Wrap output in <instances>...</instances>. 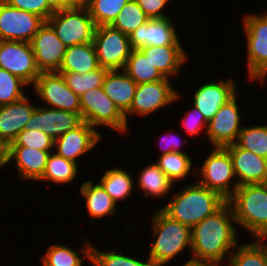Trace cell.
Listing matches in <instances>:
<instances>
[{
  "label": "cell",
  "mask_w": 267,
  "mask_h": 266,
  "mask_svg": "<svg viewBox=\"0 0 267 266\" xmlns=\"http://www.w3.org/2000/svg\"><path fill=\"white\" fill-rule=\"evenodd\" d=\"M43 266H50L43 260Z\"/></svg>",
  "instance_id": "obj_49"
},
{
  "label": "cell",
  "mask_w": 267,
  "mask_h": 266,
  "mask_svg": "<svg viewBox=\"0 0 267 266\" xmlns=\"http://www.w3.org/2000/svg\"><path fill=\"white\" fill-rule=\"evenodd\" d=\"M179 97L166 77L160 81L137 84L131 107L125 114L126 122L127 114L145 116L175 102Z\"/></svg>",
  "instance_id": "obj_13"
},
{
  "label": "cell",
  "mask_w": 267,
  "mask_h": 266,
  "mask_svg": "<svg viewBox=\"0 0 267 266\" xmlns=\"http://www.w3.org/2000/svg\"><path fill=\"white\" fill-rule=\"evenodd\" d=\"M0 68L32 85L40 75L29 42L0 40Z\"/></svg>",
  "instance_id": "obj_9"
},
{
  "label": "cell",
  "mask_w": 267,
  "mask_h": 266,
  "mask_svg": "<svg viewBox=\"0 0 267 266\" xmlns=\"http://www.w3.org/2000/svg\"><path fill=\"white\" fill-rule=\"evenodd\" d=\"M168 17L151 18L140 25L129 35L133 50H140L146 46L181 45L176 29Z\"/></svg>",
  "instance_id": "obj_18"
},
{
  "label": "cell",
  "mask_w": 267,
  "mask_h": 266,
  "mask_svg": "<svg viewBox=\"0 0 267 266\" xmlns=\"http://www.w3.org/2000/svg\"><path fill=\"white\" fill-rule=\"evenodd\" d=\"M235 223L245 227L254 238H267V183L238 186L227 200Z\"/></svg>",
  "instance_id": "obj_3"
},
{
  "label": "cell",
  "mask_w": 267,
  "mask_h": 266,
  "mask_svg": "<svg viewBox=\"0 0 267 266\" xmlns=\"http://www.w3.org/2000/svg\"><path fill=\"white\" fill-rule=\"evenodd\" d=\"M87 246H84L83 252L85 257L89 258L91 263L95 266H154L152 261L148 258L146 262L127 257L119 252L115 254L113 252H99L93 248L90 242H86Z\"/></svg>",
  "instance_id": "obj_30"
},
{
  "label": "cell",
  "mask_w": 267,
  "mask_h": 266,
  "mask_svg": "<svg viewBox=\"0 0 267 266\" xmlns=\"http://www.w3.org/2000/svg\"><path fill=\"white\" fill-rule=\"evenodd\" d=\"M36 94L51 108L81 114L80 96L74 93L59 72H43L33 84Z\"/></svg>",
  "instance_id": "obj_12"
},
{
  "label": "cell",
  "mask_w": 267,
  "mask_h": 266,
  "mask_svg": "<svg viewBox=\"0 0 267 266\" xmlns=\"http://www.w3.org/2000/svg\"><path fill=\"white\" fill-rule=\"evenodd\" d=\"M202 164L199 184L228 200L234 193L229 184L236 177L229 151L216 147Z\"/></svg>",
  "instance_id": "obj_11"
},
{
  "label": "cell",
  "mask_w": 267,
  "mask_h": 266,
  "mask_svg": "<svg viewBox=\"0 0 267 266\" xmlns=\"http://www.w3.org/2000/svg\"><path fill=\"white\" fill-rule=\"evenodd\" d=\"M108 70L101 66L87 73L59 72L63 75L67 86L77 95H82L92 88H100Z\"/></svg>",
  "instance_id": "obj_34"
},
{
  "label": "cell",
  "mask_w": 267,
  "mask_h": 266,
  "mask_svg": "<svg viewBox=\"0 0 267 266\" xmlns=\"http://www.w3.org/2000/svg\"><path fill=\"white\" fill-rule=\"evenodd\" d=\"M182 48L181 45L146 46L140 51L164 77L169 78L170 75L177 74L187 60Z\"/></svg>",
  "instance_id": "obj_24"
},
{
  "label": "cell",
  "mask_w": 267,
  "mask_h": 266,
  "mask_svg": "<svg viewBox=\"0 0 267 266\" xmlns=\"http://www.w3.org/2000/svg\"><path fill=\"white\" fill-rule=\"evenodd\" d=\"M123 71L136 84L160 81L165 78L140 50L132 49Z\"/></svg>",
  "instance_id": "obj_27"
},
{
  "label": "cell",
  "mask_w": 267,
  "mask_h": 266,
  "mask_svg": "<svg viewBox=\"0 0 267 266\" xmlns=\"http://www.w3.org/2000/svg\"><path fill=\"white\" fill-rule=\"evenodd\" d=\"M54 10L66 9V0H47Z\"/></svg>",
  "instance_id": "obj_47"
},
{
  "label": "cell",
  "mask_w": 267,
  "mask_h": 266,
  "mask_svg": "<svg viewBox=\"0 0 267 266\" xmlns=\"http://www.w3.org/2000/svg\"><path fill=\"white\" fill-rule=\"evenodd\" d=\"M156 164L172 182L184 179L192 169V162L186 153L161 154Z\"/></svg>",
  "instance_id": "obj_36"
},
{
  "label": "cell",
  "mask_w": 267,
  "mask_h": 266,
  "mask_svg": "<svg viewBox=\"0 0 267 266\" xmlns=\"http://www.w3.org/2000/svg\"><path fill=\"white\" fill-rule=\"evenodd\" d=\"M235 144L267 159V125L243 127Z\"/></svg>",
  "instance_id": "obj_35"
},
{
  "label": "cell",
  "mask_w": 267,
  "mask_h": 266,
  "mask_svg": "<svg viewBox=\"0 0 267 266\" xmlns=\"http://www.w3.org/2000/svg\"><path fill=\"white\" fill-rule=\"evenodd\" d=\"M152 232L156 240L152 243L148 258L154 266H163L184 248H191V228L173 220L161 209L152 217Z\"/></svg>",
  "instance_id": "obj_4"
},
{
  "label": "cell",
  "mask_w": 267,
  "mask_h": 266,
  "mask_svg": "<svg viewBox=\"0 0 267 266\" xmlns=\"http://www.w3.org/2000/svg\"><path fill=\"white\" fill-rule=\"evenodd\" d=\"M234 81H219V83H207L200 86L193 97V106L203 114L209 122L222 105L226 104L236 95Z\"/></svg>",
  "instance_id": "obj_20"
},
{
  "label": "cell",
  "mask_w": 267,
  "mask_h": 266,
  "mask_svg": "<svg viewBox=\"0 0 267 266\" xmlns=\"http://www.w3.org/2000/svg\"><path fill=\"white\" fill-rule=\"evenodd\" d=\"M9 162V144L0 138V169Z\"/></svg>",
  "instance_id": "obj_45"
},
{
  "label": "cell",
  "mask_w": 267,
  "mask_h": 266,
  "mask_svg": "<svg viewBox=\"0 0 267 266\" xmlns=\"http://www.w3.org/2000/svg\"><path fill=\"white\" fill-rule=\"evenodd\" d=\"M46 22L67 47L93 42L96 26L87 7L55 10Z\"/></svg>",
  "instance_id": "obj_5"
},
{
  "label": "cell",
  "mask_w": 267,
  "mask_h": 266,
  "mask_svg": "<svg viewBox=\"0 0 267 266\" xmlns=\"http://www.w3.org/2000/svg\"><path fill=\"white\" fill-rule=\"evenodd\" d=\"M235 217L226 202L214 214L206 217L191 229V250L194 263L220 265L224 256L237 245Z\"/></svg>",
  "instance_id": "obj_1"
},
{
  "label": "cell",
  "mask_w": 267,
  "mask_h": 266,
  "mask_svg": "<svg viewBox=\"0 0 267 266\" xmlns=\"http://www.w3.org/2000/svg\"><path fill=\"white\" fill-rule=\"evenodd\" d=\"M184 266H219V265L205 264V263H194V262H191L190 260H188L187 263L184 264Z\"/></svg>",
  "instance_id": "obj_48"
},
{
  "label": "cell",
  "mask_w": 267,
  "mask_h": 266,
  "mask_svg": "<svg viewBox=\"0 0 267 266\" xmlns=\"http://www.w3.org/2000/svg\"><path fill=\"white\" fill-rule=\"evenodd\" d=\"M92 183L87 181L82 184L80 189V193L86 199L88 214L96 220L106 215H114L116 203L100 183L95 185Z\"/></svg>",
  "instance_id": "obj_26"
},
{
  "label": "cell",
  "mask_w": 267,
  "mask_h": 266,
  "mask_svg": "<svg viewBox=\"0 0 267 266\" xmlns=\"http://www.w3.org/2000/svg\"><path fill=\"white\" fill-rule=\"evenodd\" d=\"M83 120L91 127L107 126L120 132L127 130L125 115L105 94L103 87L92 88L80 95Z\"/></svg>",
  "instance_id": "obj_6"
},
{
  "label": "cell",
  "mask_w": 267,
  "mask_h": 266,
  "mask_svg": "<svg viewBox=\"0 0 267 266\" xmlns=\"http://www.w3.org/2000/svg\"><path fill=\"white\" fill-rule=\"evenodd\" d=\"M243 23L247 35L249 77L262 82L267 76V14L246 15Z\"/></svg>",
  "instance_id": "obj_8"
},
{
  "label": "cell",
  "mask_w": 267,
  "mask_h": 266,
  "mask_svg": "<svg viewBox=\"0 0 267 266\" xmlns=\"http://www.w3.org/2000/svg\"><path fill=\"white\" fill-rule=\"evenodd\" d=\"M100 139L101 135L96 128L84 121L79 127L64 133L54 141V147H57L55 153L77 163L76 157L90 151Z\"/></svg>",
  "instance_id": "obj_19"
},
{
  "label": "cell",
  "mask_w": 267,
  "mask_h": 266,
  "mask_svg": "<svg viewBox=\"0 0 267 266\" xmlns=\"http://www.w3.org/2000/svg\"><path fill=\"white\" fill-rule=\"evenodd\" d=\"M36 106L29 104L26 96L10 104L0 105V138L8 144L24 130Z\"/></svg>",
  "instance_id": "obj_21"
},
{
  "label": "cell",
  "mask_w": 267,
  "mask_h": 266,
  "mask_svg": "<svg viewBox=\"0 0 267 266\" xmlns=\"http://www.w3.org/2000/svg\"><path fill=\"white\" fill-rule=\"evenodd\" d=\"M30 43L40 73L58 72L67 46L62 43L47 22L33 36Z\"/></svg>",
  "instance_id": "obj_14"
},
{
  "label": "cell",
  "mask_w": 267,
  "mask_h": 266,
  "mask_svg": "<svg viewBox=\"0 0 267 266\" xmlns=\"http://www.w3.org/2000/svg\"><path fill=\"white\" fill-rule=\"evenodd\" d=\"M93 44L99 66L108 71L122 70L132 51L129 36L109 26H97L94 31Z\"/></svg>",
  "instance_id": "obj_7"
},
{
  "label": "cell",
  "mask_w": 267,
  "mask_h": 266,
  "mask_svg": "<svg viewBox=\"0 0 267 266\" xmlns=\"http://www.w3.org/2000/svg\"><path fill=\"white\" fill-rule=\"evenodd\" d=\"M90 0H66V9L70 7H87Z\"/></svg>",
  "instance_id": "obj_46"
},
{
  "label": "cell",
  "mask_w": 267,
  "mask_h": 266,
  "mask_svg": "<svg viewBox=\"0 0 267 266\" xmlns=\"http://www.w3.org/2000/svg\"><path fill=\"white\" fill-rule=\"evenodd\" d=\"M9 146H26L41 151L54 149V140L42 130H22Z\"/></svg>",
  "instance_id": "obj_40"
},
{
  "label": "cell",
  "mask_w": 267,
  "mask_h": 266,
  "mask_svg": "<svg viewBox=\"0 0 267 266\" xmlns=\"http://www.w3.org/2000/svg\"><path fill=\"white\" fill-rule=\"evenodd\" d=\"M26 83L0 68V105L10 104L23 98L25 94L21 89Z\"/></svg>",
  "instance_id": "obj_38"
},
{
  "label": "cell",
  "mask_w": 267,
  "mask_h": 266,
  "mask_svg": "<svg viewBox=\"0 0 267 266\" xmlns=\"http://www.w3.org/2000/svg\"><path fill=\"white\" fill-rule=\"evenodd\" d=\"M102 87L105 94L125 115L131 107L137 87L136 82L124 71L119 74V70H112L106 73Z\"/></svg>",
  "instance_id": "obj_23"
},
{
  "label": "cell",
  "mask_w": 267,
  "mask_h": 266,
  "mask_svg": "<svg viewBox=\"0 0 267 266\" xmlns=\"http://www.w3.org/2000/svg\"><path fill=\"white\" fill-rule=\"evenodd\" d=\"M84 122L79 113L54 108L36 107L25 130H42L54 141L64 133L79 127Z\"/></svg>",
  "instance_id": "obj_15"
},
{
  "label": "cell",
  "mask_w": 267,
  "mask_h": 266,
  "mask_svg": "<svg viewBox=\"0 0 267 266\" xmlns=\"http://www.w3.org/2000/svg\"><path fill=\"white\" fill-rule=\"evenodd\" d=\"M77 174L76 163L50 153L43 176L39 180H51L55 183H69Z\"/></svg>",
  "instance_id": "obj_32"
},
{
  "label": "cell",
  "mask_w": 267,
  "mask_h": 266,
  "mask_svg": "<svg viewBox=\"0 0 267 266\" xmlns=\"http://www.w3.org/2000/svg\"><path fill=\"white\" fill-rule=\"evenodd\" d=\"M17 9L38 15L47 21L55 10L48 4L47 0H5Z\"/></svg>",
  "instance_id": "obj_41"
},
{
  "label": "cell",
  "mask_w": 267,
  "mask_h": 266,
  "mask_svg": "<svg viewBox=\"0 0 267 266\" xmlns=\"http://www.w3.org/2000/svg\"><path fill=\"white\" fill-rule=\"evenodd\" d=\"M225 148L230 153L235 176L239 178L232 187L234 191L245 184L267 183V159L236 144Z\"/></svg>",
  "instance_id": "obj_17"
},
{
  "label": "cell",
  "mask_w": 267,
  "mask_h": 266,
  "mask_svg": "<svg viewBox=\"0 0 267 266\" xmlns=\"http://www.w3.org/2000/svg\"><path fill=\"white\" fill-rule=\"evenodd\" d=\"M162 143H167L166 145H164V147L162 148L164 151L162 152V154H167L170 152H176V153H184L182 150L179 149L180 147V142L177 139V136L175 137V135H167L163 136V138L161 139ZM161 143V144H162ZM163 146V144H162Z\"/></svg>",
  "instance_id": "obj_44"
},
{
  "label": "cell",
  "mask_w": 267,
  "mask_h": 266,
  "mask_svg": "<svg viewBox=\"0 0 267 266\" xmlns=\"http://www.w3.org/2000/svg\"><path fill=\"white\" fill-rule=\"evenodd\" d=\"M46 21L0 0V40L31 42Z\"/></svg>",
  "instance_id": "obj_10"
},
{
  "label": "cell",
  "mask_w": 267,
  "mask_h": 266,
  "mask_svg": "<svg viewBox=\"0 0 267 266\" xmlns=\"http://www.w3.org/2000/svg\"><path fill=\"white\" fill-rule=\"evenodd\" d=\"M236 95L226 104L222 105L218 112L208 122L207 135L214 147H227L235 144L238 134L242 130L240 113L238 110Z\"/></svg>",
  "instance_id": "obj_16"
},
{
  "label": "cell",
  "mask_w": 267,
  "mask_h": 266,
  "mask_svg": "<svg viewBox=\"0 0 267 266\" xmlns=\"http://www.w3.org/2000/svg\"><path fill=\"white\" fill-rule=\"evenodd\" d=\"M99 183L115 203L118 200L120 201L126 197H130L132 188L134 187L130 174L119 168L107 170Z\"/></svg>",
  "instance_id": "obj_28"
},
{
  "label": "cell",
  "mask_w": 267,
  "mask_h": 266,
  "mask_svg": "<svg viewBox=\"0 0 267 266\" xmlns=\"http://www.w3.org/2000/svg\"><path fill=\"white\" fill-rule=\"evenodd\" d=\"M143 9L144 13L151 19L167 17L162 9L169 0H135Z\"/></svg>",
  "instance_id": "obj_43"
},
{
  "label": "cell",
  "mask_w": 267,
  "mask_h": 266,
  "mask_svg": "<svg viewBox=\"0 0 267 266\" xmlns=\"http://www.w3.org/2000/svg\"><path fill=\"white\" fill-rule=\"evenodd\" d=\"M50 151L26 146H9V160L15 159L19 178L39 180L44 173Z\"/></svg>",
  "instance_id": "obj_22"
},
{
  "label": "cell",
  "mask_w": 267,
  "mask_h": 266,
  "mask_svg": "<svg viewBox=\"0 0 267 266\" xmlns=\"http://www.w3.org/2000/svg\"><path fill=\"white\" fill-rule=\"evenodd\" d=\"M149 19L138 3L135 0H130L120 11L111 26L129 36Z\"/></svg>",
  "instance_id": "obj_37"
},
{
  "label": "cell",
  "mask_w": 267,
  "mask_h": 266,
  "mask_svg": "<svg viewBox=\"0 0 267 266\" xmlns=\"http://www.w3.org/2000/svg\"><path fill=\"white\" fill-rule=\"evenodd\" d=\"M139 187L146 195L163 197L169 192L173 182L165 175L156 163L148 165L138 178Z\"/></svg>",
  "instance_id": "obj_29"
},
{
  "label": "cell",
  "mask_w": 267,
  "mask_h": 266,
  "mask_svg": "<svg viewBox=\"0 0 267 266\" xmlns=\"http://www.w3.org/2000/svg\"><path fill=\"white\" fill-rule=\"evenodd\" d=\"M50 266H82L84 258H80L76 251L64 245L54 244L42 258Z\"/></svg>",
  "instance_id": "obj_39"
},
{
  "label": "cell",
  "mask_w": 267,
  "mask_h": 266,
  "mask_svg": "<svg viewBox=\"0 0 267 266\" xmlns=\"http://www.w3.org/2000/svg\"><path fill=\"white\" fill-rule=\"evenodd\" d=\"M230 266H267V244L262 239L244 244L229 258Z\"/></svg>",
  "instance_id": "obj_31"
},
{
  "label": "cell",
  "mask_w": 267,
  "mask_h": 266,
  "mask_svg": "<svg viewBox=\"0 0 267 266\" xmlns=\"http://www.w3.org/2000/svg\"><path fill=\"white\" fill-rule=\"evenodd\" d=\"M93 42L69 46L58 72L87 73L99 68Z\"/></svg>",
  "instance_id": "obj_25"
},
{
  "label": "cell",
  "mask_w": 267,
  "mask_h": 266,
  "mask_svg": "<svg viewBox=\"0 0 267 266\" xmlns=\"http://www.w3.org/2000/svg\"><path fill=\"white\" fill-rule=\"evenodd\" d=\"M227 200L218 192L196 183L174 194L173 200L161 210L173 220L191 229L219 210Z\"/></svg>",
  "instance_id": "obj_2"
},
{
  "label": "cell",
  "mask_w": 267,
  "mask_h": 266,
  "mask_svg": "<svg viewBox=\"0 0 267 266\" xmlns=\"http://www.w3.org/2000/svg\"><path fill=\"white\" fill-rule=\"evenodd\" d=\"M183 125L187 133L193 136L194 134H199V130L203 127H206L207 131L208 122L205 120L203 114L198 110V108L193 106V109L190 110L189 113L187 112L183 118Z\"/></svg>",
  "instance_id": "obj_42"
},
{
  "label": "cell",
  "mask_w": 267,
  "mask_h": 266,
  "mask_svg": "<svg viewBox=\"0 0 267 266\" xmlns=\"http://www.w3.org/2000/svg\"><path fill=\"white\" fill-rule=\"evenodd\" d=\"M130 0H90L87 8L95 26H109Z\"/></svg>",
  "instance_id": "obj_33"
}]
</instances>
